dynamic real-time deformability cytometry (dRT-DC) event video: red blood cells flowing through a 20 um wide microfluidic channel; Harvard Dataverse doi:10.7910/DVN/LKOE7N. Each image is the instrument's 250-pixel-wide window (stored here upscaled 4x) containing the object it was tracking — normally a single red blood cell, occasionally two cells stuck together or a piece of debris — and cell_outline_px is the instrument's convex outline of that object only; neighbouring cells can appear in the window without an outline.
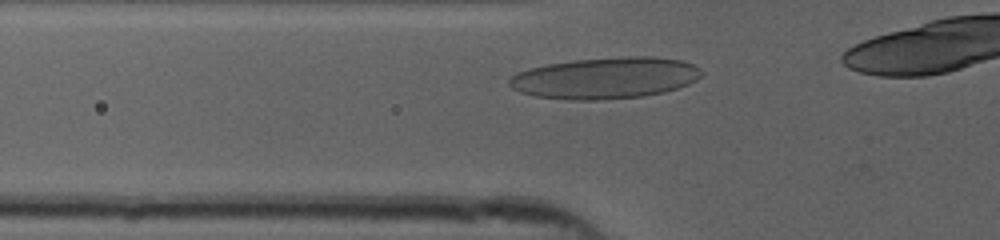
{"species": "human", "species_latin": "Homo sapiens", "temperature_condition": "cold", "stored_images_in_passage": 23, "camera_frame_rate_fps": 3000, "um_per_image_px": 0.085, "donor": {"sex": "female"}, "frame": {"image": 1, "passage_image": 4, "time_ms": 1.0, "image_size_px": [1000, 240], "cell_outline_px": [[704, 72], [696, 80], [688, 84], [664, 92], [644, 96], [596, 100], [568, 100], [536, 96], [520, 92], [512, 88], [508, 84], [508, 80], [512, 76], [528, 68], [548, 64], [576, 60], [628, 56], [652, 56], [680, 60], [692, 64], [700, 68]], "centroid_in_image_um": [51.46, 6.63], "position_along_channel_um": 74.3, "area_um2": 46.3}}
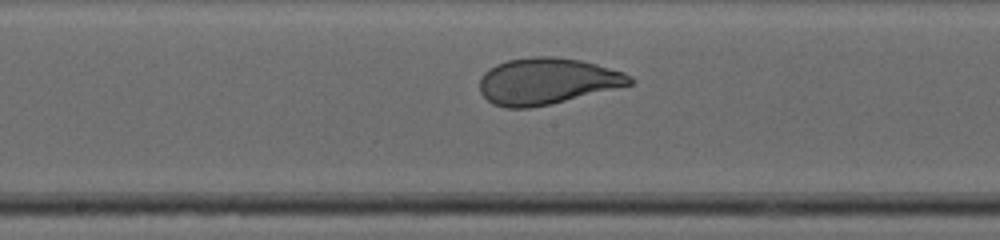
{"frame": {"image": 2, "passage_image": 14, "time_ms": 4.333, "image_size_px": [1000, 240], "cell_outline_px": [[636, 80], [632, 84], [552, 104], [528, 108], [504, 108], [492, 104], [480, 92], [480, 80], [484, 72], [496, 64], [508, 60], [532, 56], [552, 56], [580, 60], [596, 64], [624, 72], [632, 76]], "centroid_in_image_um": [46.49, 6.9], "position_along_channel_um": 201.7, "area_um2": 40.69}}
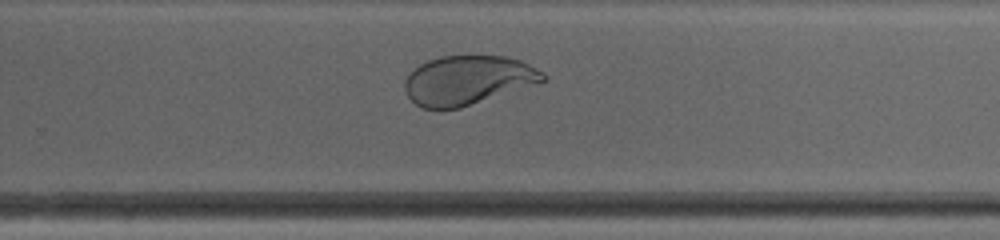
{"frame": {"image": 3, "passage_image": 21, "time_ms": 6.667, "image_size_px": [1000, 240], "cell_outline_px": [[548, 76], [544, 80], [460, 108], [424, 108], [416, 104], [408, 96], [404, 88], [404, 80], [420, 64], [428, 60], [440, 56], [504, 56], [520, 60], [544, 72]], "centroid_in_image_um": [39.73, 6.8], "position_along_channel_um": 290.1, "area_um2": 38.84}}